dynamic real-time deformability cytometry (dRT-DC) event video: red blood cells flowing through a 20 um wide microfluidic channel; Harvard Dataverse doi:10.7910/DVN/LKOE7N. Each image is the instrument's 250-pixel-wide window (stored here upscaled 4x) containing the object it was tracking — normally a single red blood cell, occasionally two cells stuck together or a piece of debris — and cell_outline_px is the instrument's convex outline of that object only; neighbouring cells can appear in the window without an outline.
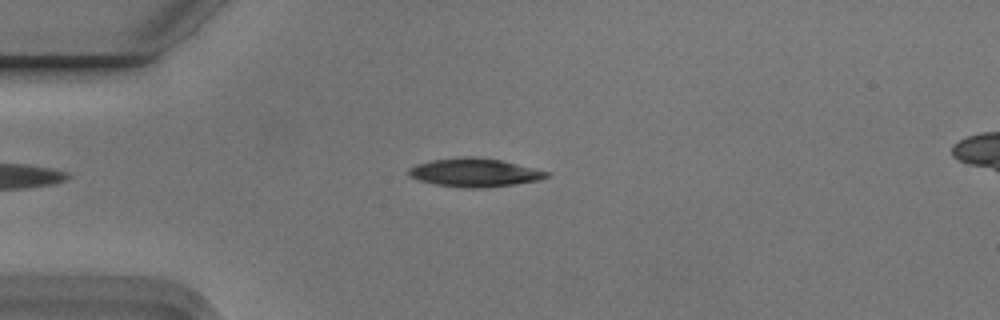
{"species": "Egyptian fruit bat (a non-hibernating species)", "species_latin": "Rousettus aegyptiacus", "temperature_condition": "cold", "stored_images_in_passage": 7, "camera_frame_rate_fps": 3000, "um_per_image_px": 0.085, "animal": {"sex": "male"}, "frame": {"image": 1, "passage_image": 2, "time_ms": 0.333, "image_size_px": [1000, 320], "cell_outline_px": [[552, 176], [540, 180], [516, 184], [484, 188], [468, 188], [436, 184], [420, 180], [408, 176], [408, 168], [416, 164], [432, 160], [460, 156], [472, 156], [504, 160], [552, 172]], "centroid_in_image_um": [40.41, 14.65], "position_along_channel_um": 44.6, "area_um2": 23.29}}
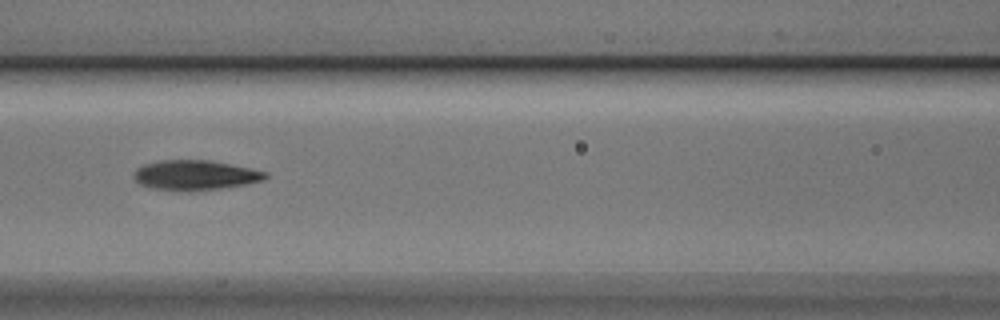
{"frame": {"image": 2, "passage_image": 5, "time_ms": 1.333, "image_size_px": [1000, 320], "cell_outline_px": [[268, 176], [264, 180], [248, 184], [220, 188], [188, 192], [152, 188], [140, 184], [132, 176], [132, 172], [136, 168], [144, 164], [160, 160], [212, 160], [268, 172]], "centroid_in_image_um": [16.58, 14.89], "position_along_channel_um": 150.0, "area_um2": 23.18}}
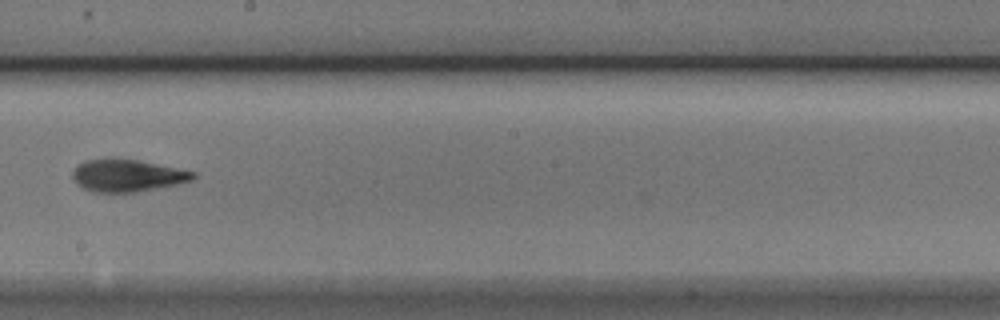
{"frame": {"image": 3, "passage_image": 7, "time_ms": 2.0, "image_size_px": [1000, 320], "cell_outline_px": [[196, 176], [192, 180], [176, 184], [136, 192], [92, 192], [76, 184], [72, 176], [72, 172], [76, 164], [84, 160], [104, 156], [112, 156], [136, 160], [196, 172]], "centroid_in_image_um": [10.72, 14.88], "position_along_channel_um": 237.5, "area_um2": 23.06}}